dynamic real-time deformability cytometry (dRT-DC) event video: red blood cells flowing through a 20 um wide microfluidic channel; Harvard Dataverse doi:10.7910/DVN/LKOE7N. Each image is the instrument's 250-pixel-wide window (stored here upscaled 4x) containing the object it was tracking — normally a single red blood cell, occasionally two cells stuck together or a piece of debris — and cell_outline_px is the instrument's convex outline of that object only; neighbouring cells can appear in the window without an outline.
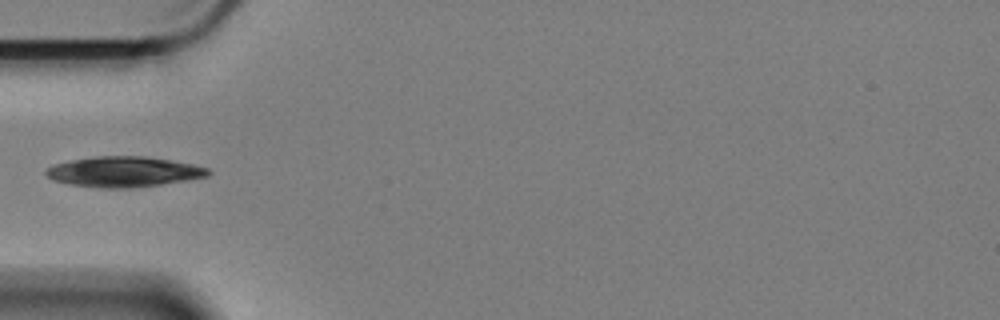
{"species": "Egyptian fruit bat (a non-hibernating species)", "species_latin": "Rousettus aegyptiacus", "temperature_condition": "cold", "stored_images_in_passage": 41, "camera_frame_rate_fps": 3000, "um_per_image_px": 0.085, "animal": {"sex": "female"}, "frame": {"image": 1, "passage_image": 1, "time_ms": 0.0, "image_size_px": [1000, 320], "cell_outline_px": [[212, 172], [208, 176], [160, 184], [132, 188], [100, 188], [72, 184], [56, 180], [48, 176], [44, 172], [48, 168], [56, 164], [72, 160], [96, 156], [144, 156], [192, 164], [208, 168]], "centroid_in_image_um": [10.54, 14.6], "position_along_channel_um": 74.5, "area_um2": 28.21}}
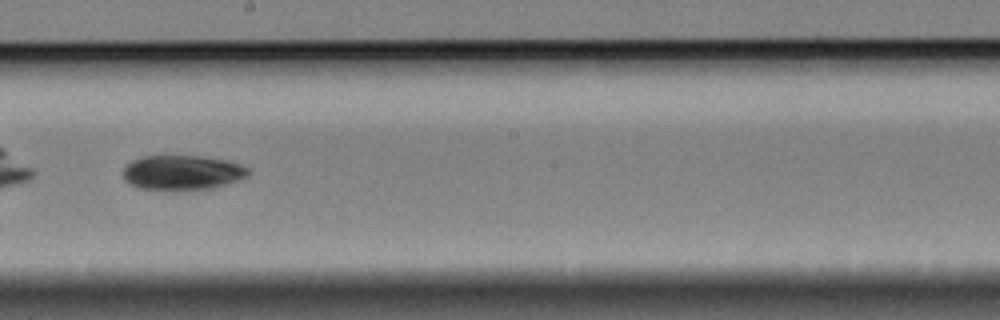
{"frame": {"image": 2, "passage_image": 15, "time_ms": 4.667, "image_size_px": [1000, 320], "cell_outline_px": [[252, 172], [248, 176], [240, 180], [216, 188], [176, 192], [140, 188], [132, 184], [124, 176], [124, 168], [132, 160], [144, 156], [200, 156], [228, 160], [240, 164], [248, 168]], "centroid_in_image_um": [15.58, 14.7], "position_along_channel_um": 232.6, "area_um2": 25.89}}
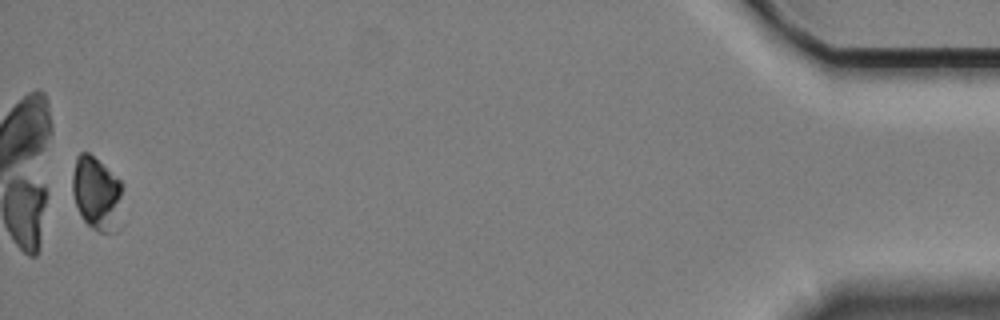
{"frame": {"image": 3, "passage_image": 40, "time_ms": 13.0, "image_size_px": [1000, 320], "cell_outline_px": [[124, 184], [116, 228], [112, 232], [100, 232], [92, 228], [84, 220], [76, 204], [72, 192], [72, 176], [76, 156], [80, 152], [88, 152], [120, 180]], "centroid_in_image_um": [8.2, 16.4], "position_along_channel_um": 427.0, "area_um2": 21.21}}